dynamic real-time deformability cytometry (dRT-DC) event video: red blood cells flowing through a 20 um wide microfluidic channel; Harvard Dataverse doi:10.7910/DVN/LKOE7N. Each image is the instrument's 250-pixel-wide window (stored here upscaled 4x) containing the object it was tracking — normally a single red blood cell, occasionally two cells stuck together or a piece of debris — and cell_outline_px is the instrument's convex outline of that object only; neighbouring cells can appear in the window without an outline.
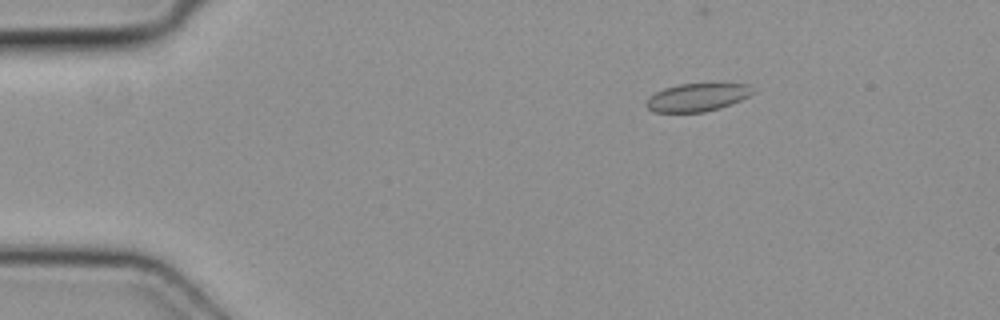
{"species": "common noctule bat (a hibernating species)", "species_latin": "Nyctalus noctula", "temperature_condition": "cold", "stored_images_in_passage": 3, "camera_frame_rate_fps": 3000, "um_per_image_px": 0.085, "animal": {"sex": "female", "body_mass_g": 19.3, "forearm_length_mm": 54.1}, "frame": {"image": 1, "passage_image": 1, "time_ms": 0.0, "image_size_px": [1000, 320], "cell_outline_px": [[752, 92], [748, 96], [740, 100], [720, 108], [704, 112], [652, 112], [644, 104], [648, 96], [664, 88], [680, 84], [748, 84]], "centroid_in_image_um": [59.18, 8.29], "position_along_channel_um": 25.8, "area_um2": 17.17}}